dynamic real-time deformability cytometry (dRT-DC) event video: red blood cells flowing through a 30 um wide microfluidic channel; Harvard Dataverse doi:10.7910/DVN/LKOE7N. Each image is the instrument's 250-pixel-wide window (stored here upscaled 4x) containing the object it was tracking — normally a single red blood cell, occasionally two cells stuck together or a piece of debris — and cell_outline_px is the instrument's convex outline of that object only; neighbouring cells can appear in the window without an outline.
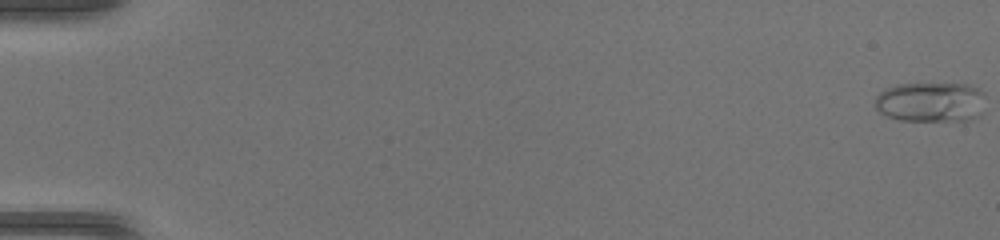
{"species": "common noctule bat (a hibernating species)", "species_latin": "Nyctalus noctula", "temperature_condition": "warm", "stored_images_in_passage": 48, "camera_frame_rate_fps": 3000, "um_per_image_px": 0.085, "animal": {"sex": "female", "body_mass_g": 17.0, "forearm_length_mm": 48.0}, "frame": {"image": 1, "passage_image": 1, "time_ms": 0.0, "image_size_px": [1000, 240], "cell_outline_px": [[984, 112], [980, 116], [968, 120], [900, 120], [888, 116], [880, 112], [876, 108], [876, 96], [884, 88], [896, 84], [916, 80], [968, 84], [984, 92]], "centroid_in_image_um": [79.13, 8.6], "position_along_channel_um": 5.9, "area_um2": 26.88}}
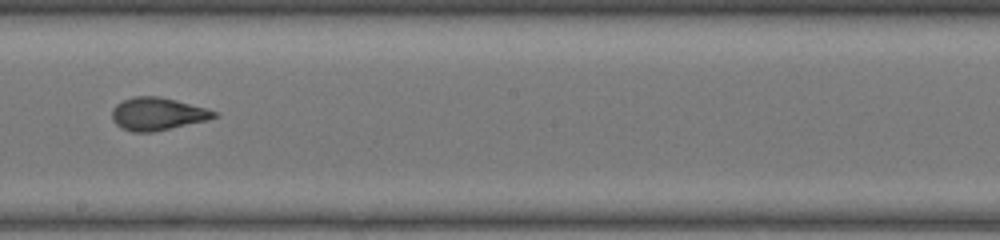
{"frame": {"image": 2, "passage_image": 29, "time_ms": 9.333, "image_size_px": [1000, 240], "cell_outline_px": [[220, 116], [208, 120], [152, 132], [132, 132], [120, 128], [112, 120], [112, 108], [116, 104], [124, 100], [136, 96], [160, 96], [176, 100], [220, 112]], "centroid_in_image_um": [13.4, 9.68], "position_along_channel_um": 234.8, "area_um2": 19.59}}
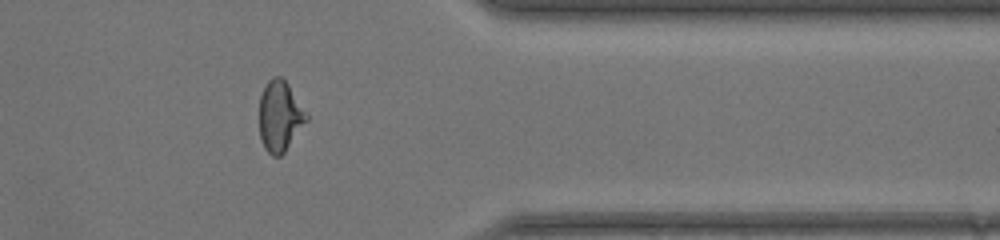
{"frame": {"image": 3, "passage_image": 40, "time_ms": 13.0, "image_size_px": [1000, 240], "cell_outline_px": [[308, 120], [284, 152], [280, 156], [272, 156], [264, 148], [260, 140], [260, 96], [268, 80], [272, 76], [280, 76], [288, 84], [308, 116]], "centroid_in_image_um": [23.78, 9.88], "position_along_channel_um": 387.6, "area_um2": 19.19}}